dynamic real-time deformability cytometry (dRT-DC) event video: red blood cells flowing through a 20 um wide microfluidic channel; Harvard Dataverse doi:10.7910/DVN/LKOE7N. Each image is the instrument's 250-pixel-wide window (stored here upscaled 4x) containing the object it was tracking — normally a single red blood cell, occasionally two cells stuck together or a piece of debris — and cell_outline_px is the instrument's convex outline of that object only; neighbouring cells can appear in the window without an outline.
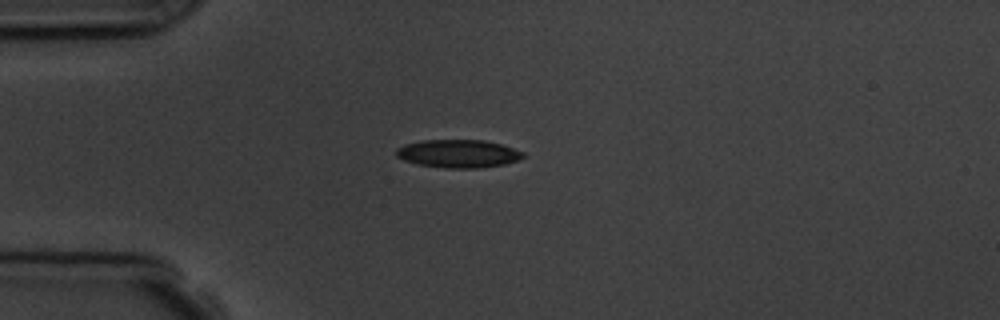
{"species": "common noctule bat (a hibernating species)", "species_latin": "Nyctalus noctula", "temperature_condition": "room temperature", "stored_images_in_passage": 10, "camera_frame_rate_fps": 3000, "um_per_image_px": 0.085, "animal": {"sex": "male", "body_mass_g": 19.5, "forearm_length_mm": 54.6}, "frame": {"image": 1, "passage_image": 4, "time_ms": 3.333, "image_size_px": [1000, 320], "cell_outline_px": [[524, 156], [516, 160], [504, 164], [476, 168], [448, 168], [420, 164], [404, 160], [396, 156], [396, 148], [404, 144], [420, 140], [484, 140], [500, 144], [524, 152]], "centroid_in_image_um": [38.92, 13.05], "position_along_channel_um": 46.1, "area_um2": 20.52}}
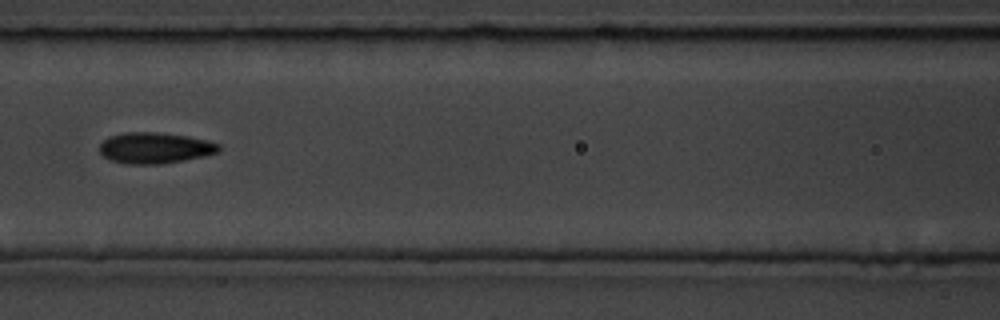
{"frame": {"image": 2, "passage_image": 7, "time_ms": 6.667, "image_size_px": [1000, 320], "cell_outline_px": [[220, 152], [204, 156], [184, 160], [160, 164], [128, 164], [108, 160], [100, 152], [100, 144], [108, 136], [124, 132], [156, 132], [188, 136], [208, 140], [220, 144]], "centroid_in_image_um": [13.17, 12.57], "position_along_channel_um": 153.4, "area_um2": 21.73}}
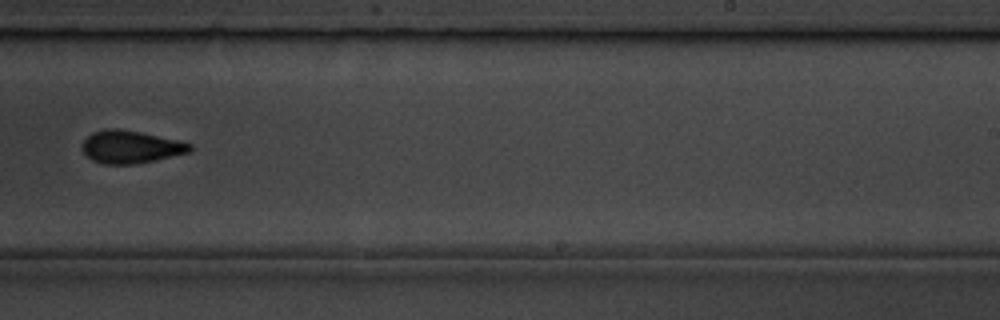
{"frame": {"image": 3, "passage_image": 10, "time_ms": 10.0, "image_size_px": [1000, 320], "cell_outline_px": [[192, 148], [188, 152], [156, 160], [136, 164], [104, 164], [92, 160], [80, 148], [84, 140], [92, 132], [104, 128], [120, 128], [180, 140], [192, 144]], "centroid_in_image_um": [11.09, 12.47], "position_along_channel_um": 277.9, "area_um2": 20.63}}